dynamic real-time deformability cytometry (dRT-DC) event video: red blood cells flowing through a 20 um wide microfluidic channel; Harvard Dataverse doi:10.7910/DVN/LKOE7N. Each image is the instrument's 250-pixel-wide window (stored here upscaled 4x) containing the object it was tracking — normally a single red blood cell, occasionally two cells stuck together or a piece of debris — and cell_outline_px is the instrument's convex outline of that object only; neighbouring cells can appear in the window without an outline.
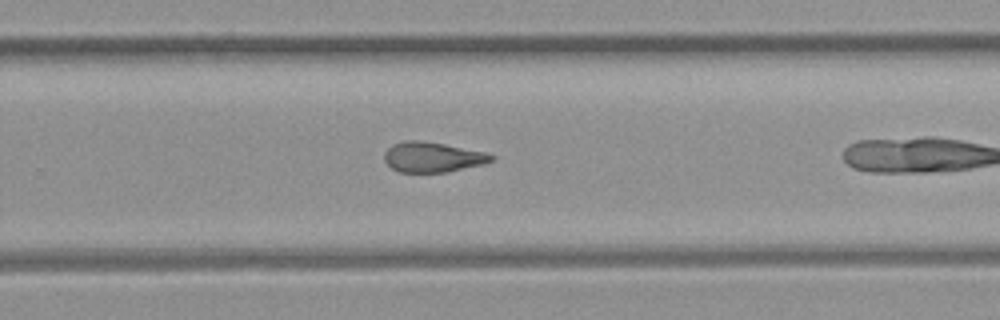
{"species": "common noctule bat (a hibernating species)", "species_latin": "Nyctalus noctula", "temperature_condition": "room temperature", "stored_images_in_passage": 19, "segment_of_instrument_passage": [2, 2], "camera_frame_rate_fps": 3000, "um_per_image_px": 0.085, "animal": {"sex": "female", "body_mass_g": 21.9}, "frame": {"image": 1, "passage_image": 18, "time_ms": 5.667, "image_size_px": [1000, 320], "cell_outline_px": [[496, 160], [484, 164], [448, 172], [400, 172], [392, 168], [384, 160], [384, 152], [392, 144], [404, 140], [420, 140], [444, 144], [484, 152], [496, 156]], "centroid_in_image_um": [36.78, 13.35], "position_along_channel_um": 293.0, "area_um2": 18.9}}